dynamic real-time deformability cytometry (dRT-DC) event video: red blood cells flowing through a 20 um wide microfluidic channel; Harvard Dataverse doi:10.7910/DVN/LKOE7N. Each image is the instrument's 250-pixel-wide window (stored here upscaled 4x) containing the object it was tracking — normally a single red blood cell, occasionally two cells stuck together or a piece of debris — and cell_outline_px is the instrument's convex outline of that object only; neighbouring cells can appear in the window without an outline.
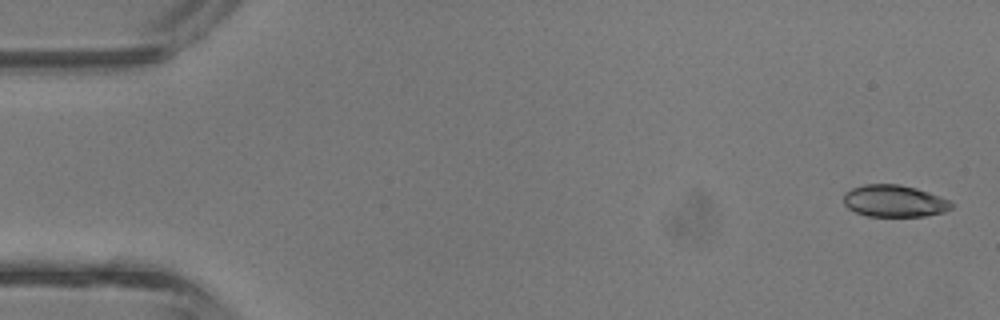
{"species": "common noctule bat (a hibernating species)", "species_latin": "Nyctalus noctula", "temperature_condition": "room temperature", "stored_images_in_passage": 9, "camera_frame_rate_fps": 3000, "um_per_image_px": 0.085, "animal": {"sex": "male", "body_mass_g": 13.3}, "frame": {"image": 1, "passage_image": 1, "time_ms": 0.0, "image_size_px": [1000, 320], "cell_outline_px": [[952, 208], [944, 212], [924, 216], [868, 216], [856, 212], [848, 208], [844, 204], [844, 192], [852, 188], [864, 184], [900, 184], [916, 188], [940, 196], [948, 200], [952, 204]], "centroid_in_image_um": [76.0, 17.08], "position_along_channel_um": 9.0, "area_um2": 20.06}}